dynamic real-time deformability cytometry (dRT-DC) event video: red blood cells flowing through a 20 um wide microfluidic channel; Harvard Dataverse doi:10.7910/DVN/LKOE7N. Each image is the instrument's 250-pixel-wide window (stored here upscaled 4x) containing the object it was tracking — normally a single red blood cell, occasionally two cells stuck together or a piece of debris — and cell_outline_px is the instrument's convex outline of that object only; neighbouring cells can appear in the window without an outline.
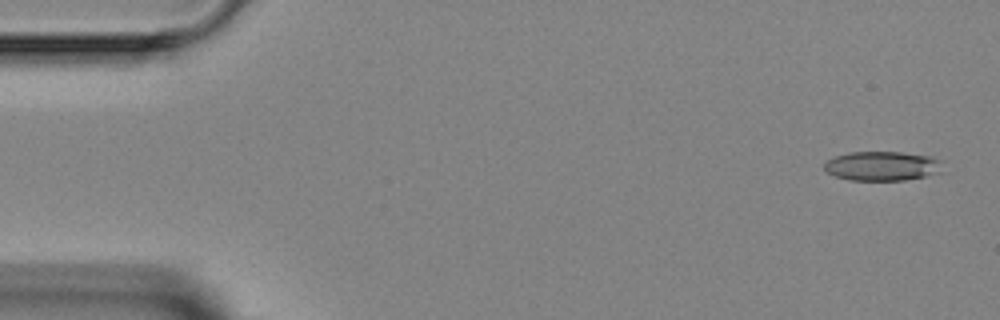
{"species": "Egyptian fruit bat (a non-hibernating species)", "species_latin": "Rousettus aegyptiacus", "temperature_condition": "room temperature", "stored_images_in_passage": 4, "camera_frame_rate_fps": 3000, "um_per_image_px": 0.085, "animal": {"sex": "female"}, "frame": {"image": 1, "passage_image": 1, "time_ms": 0.0, "image_size_px": [1000, 320], "cell_outline_px": [[944, 172], [904, 180], [848, 180], [836, 176], [828, 172], [824, 168], [824, 164], [828, 160], [836, 156], [848, 152], [900, 152], [932, 156], [944, 160]], "centroid_in_image_um": [75.08, 14.1], "position_along_channel_um": 9.9, "area_um2": 20.52}}
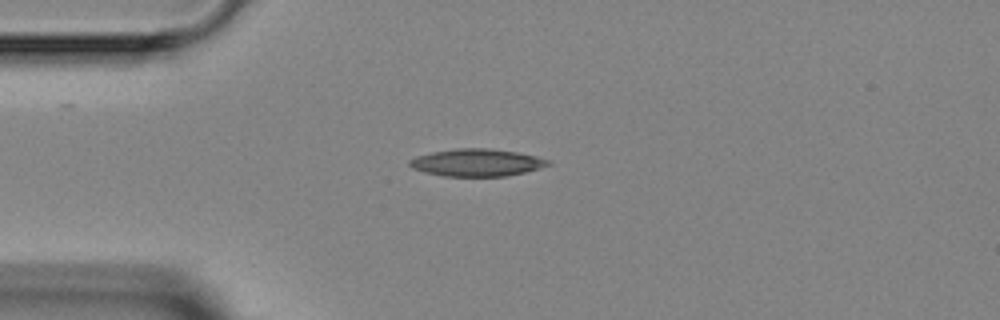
{"frame": {"image": 2, "passage_image": 3, "time_ms": 3.333, "image_size_px": [1000, 320], "cell_outline_px": [[552, 164], [524, 172], [504, 176], [444, 176], [424, 172], [412, 168], [408, 164], [408, 160], [416, 156], [432, 152], [456, 148], [488, 148], [516, 152], [536, 156], [552, 160]], "centroid_in_image_um": [40.51, 13.81], "position_along_channel_um": 44.5, "area_um2": 22.08}}